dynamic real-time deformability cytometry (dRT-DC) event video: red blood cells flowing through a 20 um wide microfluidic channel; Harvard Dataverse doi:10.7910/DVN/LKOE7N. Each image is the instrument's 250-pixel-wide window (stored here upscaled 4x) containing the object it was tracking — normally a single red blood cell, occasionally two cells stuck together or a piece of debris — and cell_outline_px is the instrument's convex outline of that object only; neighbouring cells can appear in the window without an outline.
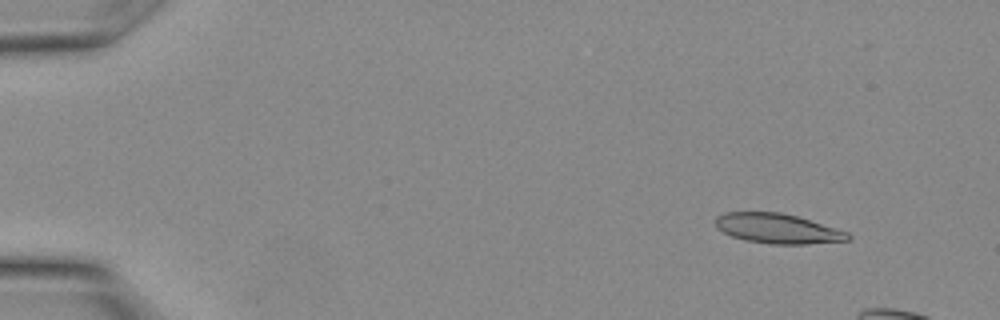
{"species": "Egyptian fruit bat (a non-hibernating species)", "species_latin": "Rousettus aegyptiacus", "temperature_condition": "warm", "stored_images_in_passage": 8, "camera_frame_rate_fps": 3000, "um_per_image_px": 0.085, "animal": {"sex": "female"}, "frame": {"image": 1, "passage_image": 3, "time_ms": 0.667, "image_size_px": [1000, 320], "cell_outline_px": [[852, 240], [808, 244], [772, 244], [744, 240], [732, 236], [716, 228], [716, 216], [724, 212], [780, 212], [796, 216], [836, 228], [848, 232], [852, 236]], "centroid_in_image_um": [66.11, 19.43], "position_along_channel_um": 18.9, "area_um2": 23.06}}